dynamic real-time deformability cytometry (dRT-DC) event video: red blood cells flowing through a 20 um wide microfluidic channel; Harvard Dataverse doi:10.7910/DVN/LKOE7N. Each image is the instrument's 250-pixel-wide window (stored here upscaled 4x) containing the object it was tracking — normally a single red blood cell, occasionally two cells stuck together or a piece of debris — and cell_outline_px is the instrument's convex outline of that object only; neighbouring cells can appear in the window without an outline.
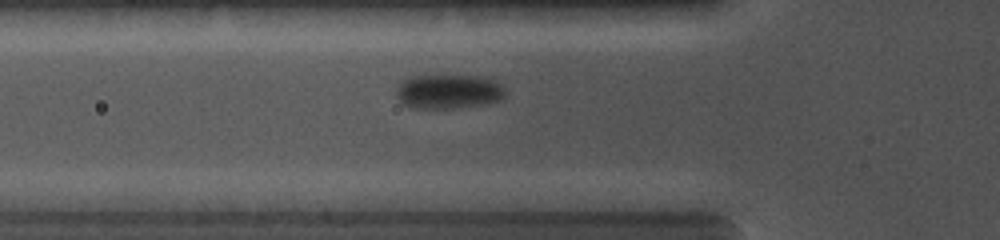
{"species": "common noctule bat (a hibernating species)", "species_latin": "Nyctalus noctula", "temperature_condition": "cold", "stored_images_in_passage": 12, "camera_frame_rate_fps": 5000, "um_per_image_px": 0.085, "animal": {"sex": "female", "body_mass_g": 19.0, "forearm_length_mm": 56.7}, "frame": {"image": 1, "passage_image": 3, "time_ms": 1.2, "image_size_px": [1000, 240], "cell_outline_px": [[504, 96], [500, 100], [480, 104], [456, 108], [412, 108], [404, 104], [396, 96], [396, 88], [404, 80], [412, 76], [448, 72], [480, 76], [492, 80], [500, 84], [504, 88]], "centroid_in_image_um": [38.09, 7.72], "position_along_channel_um": 87.7, "area_um2": 22.48}}
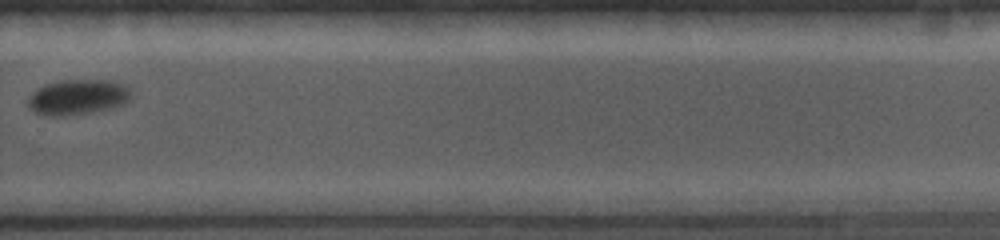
{"frame": {"image": 2, "passage_image": 12, "time_ms": 6.6, "image_size_px": [1000, 240], "cell_outline_px": [[132, 96], [124, 104], [88, 112], [60, 116], [52, 116], [36, 112], [28, 104], [28, 100], [32, 92], [48, 84], [64, 80], [104, 80], [124, 84], [132, 92]], "centroid_in_image_um": [6.64, 8.24], "position_along_channel_um": 323.2, "area_um2": 20.58}}